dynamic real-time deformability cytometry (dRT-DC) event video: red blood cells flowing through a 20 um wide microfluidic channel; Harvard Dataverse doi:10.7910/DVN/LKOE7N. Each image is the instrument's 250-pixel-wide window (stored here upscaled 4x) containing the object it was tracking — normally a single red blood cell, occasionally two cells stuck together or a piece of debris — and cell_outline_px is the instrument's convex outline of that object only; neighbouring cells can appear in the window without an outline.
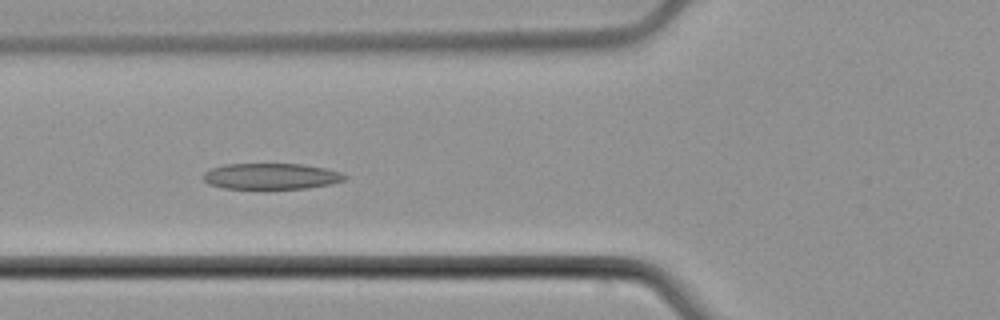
{"species": "common noctule bat (a hibernating species)", "species_latin": "Nyctalus noctula", "temperature_condition": "cold", "stored_images_in_passage": 7, "camera_frame_rate_fps": 3000, "um_per_image_px": 0.085, "animal": {"sex": "male", "body_mass_g": 21.5, "forearm_length_mm": 52.0}, "frame": {"image": 1, "passage_image": 6, "time_ms": 6.333, "image_size_px": [1000, 320], "cell_outline_px": [[348, 176], [344, 180], [332, 184], [308, 188], [224, 188], [208, 184], [204, 180], [204, 172], [212, 168], [224, 164], [300, 164], [324, 168], [340, 172]], "centroid_in_image_um": [23.05, 14.98], "position_along_channel_um": 102.7, "area_um2": 21.27}}
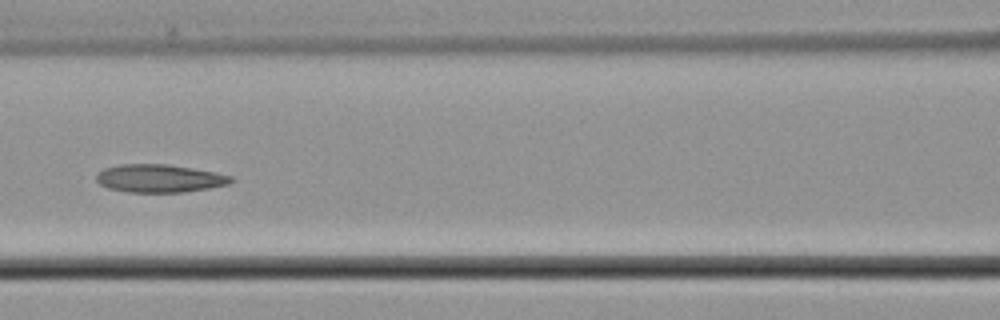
{"frame": {"image": 2, "passage_image": 7, "time_ms": 7.667, "image_size_px": [1000, 320], "cell_outline_px": [[236, 180], [228, 184], [208, 188], [184, 192], [128, 192], [108, 188], [100, 184], [96, 180], [96, 176], [104, 168], [120, 164], [168, 164], [216, 172], [232, 176]], "centroid_in_image_um": [13.57, 15.16], "position_along_channel_um": 153.0, "area_um2": 21.96}}